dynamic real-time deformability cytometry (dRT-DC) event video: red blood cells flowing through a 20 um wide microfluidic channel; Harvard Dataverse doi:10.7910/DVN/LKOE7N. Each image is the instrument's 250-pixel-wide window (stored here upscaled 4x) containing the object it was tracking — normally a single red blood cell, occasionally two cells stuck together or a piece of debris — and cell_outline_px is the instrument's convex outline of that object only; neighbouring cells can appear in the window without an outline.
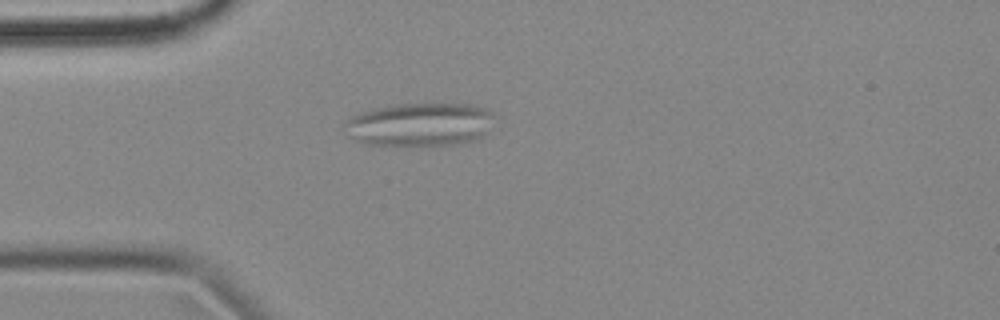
{"species": "common noctule bat (a hibernating species)", "species_latin": "Nyctalus noctula", "temperature_condition": "cold", "stored_images_in_passage": 2, "camera_frame_rate_fps": 3000, "um_per_image_px": 0.085, "animal": {"sex": "female", "body_mass_g": 18.4}, "frame": {"image": 1, "passage_image": 2, "time_ms": 0.333, "image_size_px": [1000, 320], "cell_outline_px": [[492, 116], [484, 132], [480, 136], [468, 140], [452, 144], [364, 144], [348, 136], [348, 120], [352, 116], [360, 112], [392, 104], [468, 104], [488, 108], [492, 112]], "centroid_in_image_um": [35.65, 10.54], "position_along_channel_um": 49.4, "area_um2": 36.59}}